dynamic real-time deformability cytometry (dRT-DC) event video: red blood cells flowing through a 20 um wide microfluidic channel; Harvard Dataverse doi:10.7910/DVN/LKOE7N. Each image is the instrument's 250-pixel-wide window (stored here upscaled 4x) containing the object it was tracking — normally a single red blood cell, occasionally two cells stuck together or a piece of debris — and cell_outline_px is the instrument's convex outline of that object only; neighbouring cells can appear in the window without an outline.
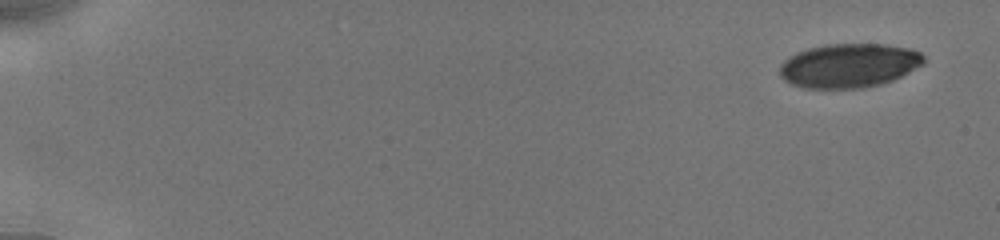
{"species": "human", "species_latin": "Homo sapiens", "temperature_condition": "cold", "stored_images_in_passage": 26, "camera_frame_rate_fps": 3000, "um_per_image_px": 0.085, "donor": {"sex": "male"}, "frame": {"image": 1, "passage_image": 1, "time_ms": 0.0, "image_size_px": [1000, 240], "cell_outline_px": [[924, 64], [892, 80], [880, 84], [864, 88], [804, 88], [792, 84], [784, 80], [780, 76], [780, 64], [788, 56], [796, 52], [808, 48], [828, 44], [884, 44], [912, 48], [920, 52], [924, 56]], "centroid_in_image_um": [72.15, 5.56], "position_along_channel_um": 12.8, "area_um2": 37.17}}
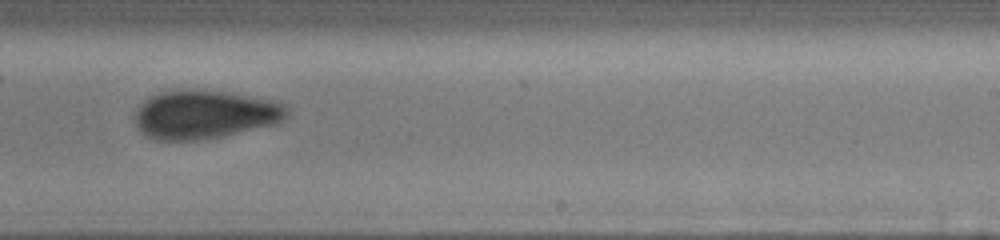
{"frame": {"image": 2, "passage_image": 15, "time_ms": 11.0, "image_size_px": [1000, 240], "cell_outline_px": [[288, 116], [284, 120], [276, 124], [224, 136], [196, 140], [156, 140], [144, 136], [140, 132], [132, 116], [136, 108], [148, 96], [160, 92], [180, 88], [196, 88], [224, 92], [276, 100], [284, 104], [288, 108]], "centroid_in_image_um": [17.36, 9.71], "position_along_channel_um": 271.6, "area_um2": 44.04}}
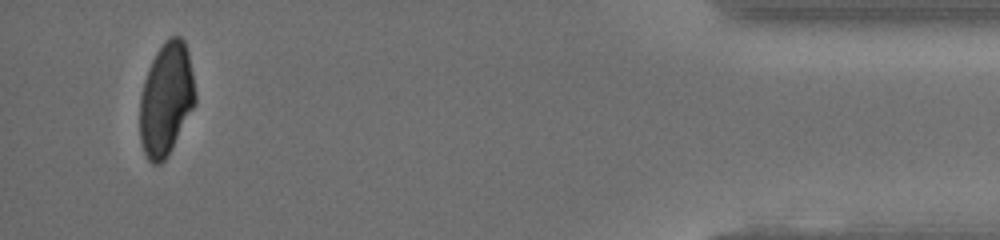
{"frame": {"image": 3, "passage_image": 26, "time_ms": 16.333, "image_size_px": [1000, 240], "cell_outline_px": [[196, 104], [168, 156], [160, 164], [152, 164], [148, 160], [144, 152], [140, 140], [140, 96], [144, 80], [152, 60], [156, 52], [164, 40], [168, 36], [180, 36], [184, 40], [188, 52], [192, 72], [196, 96]], "centroid_in_image_um": [14.13, 8.43], "position_along_channel_um": 421.1, "area_um2": 36.7}, "authors_computed_cell_mechanics": {"area_um2": 41.2981, "velocity_mm_per_s": 3.9215, "shape_relaxation_time_tau1_ms": 5.6841, "shape_relaxation_time_tau2_ms": 2.761, "deformation_change_tau1": 0.1236, "deformation_change_tau2": 0.0684}}